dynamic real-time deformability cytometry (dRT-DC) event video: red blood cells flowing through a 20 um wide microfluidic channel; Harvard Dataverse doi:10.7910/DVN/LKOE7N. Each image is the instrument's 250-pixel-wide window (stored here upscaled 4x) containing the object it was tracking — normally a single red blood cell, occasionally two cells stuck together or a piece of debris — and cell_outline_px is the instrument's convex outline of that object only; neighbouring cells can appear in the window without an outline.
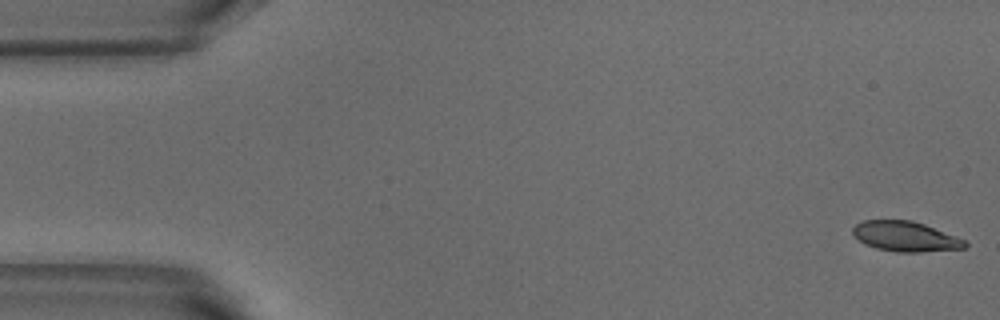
{"species": "common noctule bat (a hibernating species)", "species_latin": "Nyctalus noctula", "temperature_condition": "warm", "stored_images_in_passage": 52, "camera_frame_rate_fps": 3000, "um_per_image_px": 0.085, "animal": {"sex": "male", "body_mass_g": 18.8}, "frame": {"image": 1, "passage_image": 1, "time_ms": 0.0, "image_size_px": [1000, 320], "cell_outline_px": [[968, 244], [964, 248], [920, 252], [896, 252], [876, 248], [864, 244], [852, 232], [852, 228], [856, 224], [864, 220], [912, 220], [924, 224], [964, 240]], "centroid_in_image_um": [76.93, 20.1], "position_along_channel_um": 8.1, "area_um2": 19.42}}
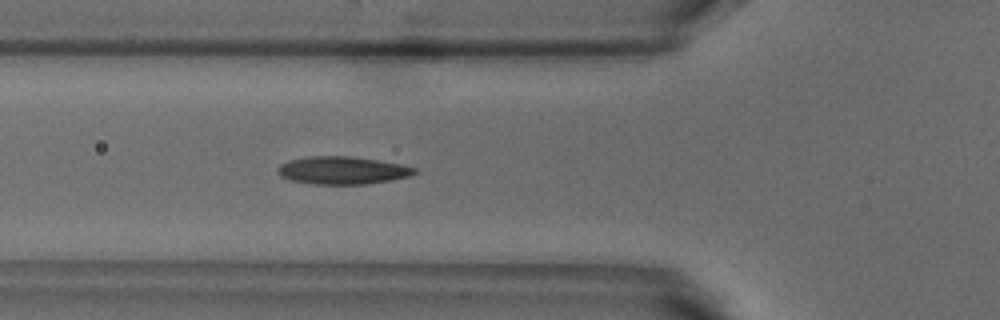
{"frame": {"image": 2, "passage_image": 18, "time_ms": 5.667, "image_size_px": [1000, 320], "cell_outline_px": [[420, 172], [408, 176], [392, 180], [364, 184], [312, 184], [292, 180], [280, 176], [276, 172], [276, 168], [280, 164], [288, 160], [308, 156], [352, 156], [380, 160], [400, 164], [416, 168]], "centroid_in_image_um": [29.09, 14.47], "position_along_channel_um": 96.7, "area_um2": 22.31}}
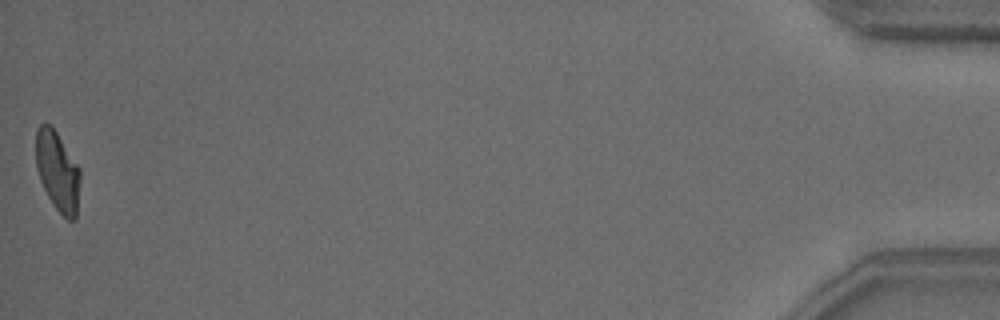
{"frame": {"image": 3, "passage_image": 52, "time_ms": 17.0, "image_size_px": [1000, 320], "cell_outline_px": [[80, 180], [76, 220], [68, 220], [52, 204], [40, 180], [36, 168], [36, 128], [40, 124], [52, 124], [80, 168]], "centroid_in_image_um": [4.89, 14.53], "position_along_channel_um": 430.3, "area_um2": 20.75}, "authors_computed_cell_mechanics": {"area_um2": 21.3282, "velocity_mm_per_s": 3.8242, "shape_relaxation_time_tau1_ms": 4.6102, "shape_relaxation_time_tau2_ms": 1.35, "deformation_change_tau1": 0.1831, "deformation_change_tau2": 0.0684}}